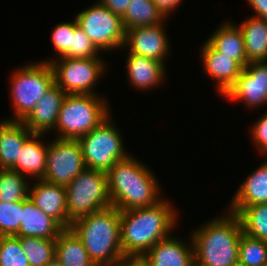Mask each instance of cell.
<instances>
[{
  "instance_id": "f546056e",
  "label": "cell",
  "mask_w": 267,
  "mask_h": 266,
  "mask_svg": "<svg viewBox=\"0 0 267 266\" xmlns=\"http://www.w3.org/2000/svg\"><path fill=\"white\" fill-rule=\"evenodd\" d=\"M267 263V242L242 232L238 247L239 266H263Z\"/></svg>"
},
{
  "instance_id": "4fadbf2b",
  "label": "cell",
  "mask_w": 267,
  "mask_h": 266,
  "mask_svg": "<svg viewBox=\"0 0 267 266\" xmlns=\"http://www.w3.org/2000/svg\"><path fill=\"white\" fill-rule=\"evenodd\" d=\"M165 29L164 22L156 26L130 28L125 31L123 47H129V53L164 63L170 51Z\"/></svg>"
},
{
  "instance_id": "6da1fadb",
  "label": "cell",
  "mask_w": 267,
  "mask_h": 266,
  "mask_svg": "<svg viewBox=\"0 0 267 266\" xmlns=\"http://www.w3.org/2000/svg\"><path fill=\"white\" fill-rule=\"evenodd\" d=\"M178 215L171 203L120 211L121 246L125 255L144 256L158 241L171 235Z\"/></svg>"
},
{
  "instance_id": "603a6c76",
  "label": "cell",
  "mask_w": 267,
  "mask_h": 266,
  "mask_svg": "<svg viewBox=\"0 0 267 266\" xmlns=\"http://www.w3.org/2000/svg\"><path fill=\"white\" fill-rule=\"evenodd\" d=\"M207 41L217 51L237 61L243 68L248 65L244 37L238 25H233L232 22L223 23Z\"/></svg>"
},
{
  "instance_id": "2e32d148",
  "label": "cell",
  "mask_w": 267,
  "mask_h": 266,
  "mask_svg": "<svg viewBox=\"0 0 267 266\" xmlns=\"http://www.w3.org/2000/svg\"><path fill=\"white\" fill-rule=\"evenodd\" d=\"M66 93L54 84L45 92L22 123L32 132L46 134L55 129L58 115Z\"/></svg>"
},
{
  "instance_id": "9a60e30c",
  "label": "cell",
  "mask_w": 267,
  "mask_h": 266,
  "mask_svg": "<svg viewBox=\"0 0 267 266\" xmlns=\"http://www.w3.org/2000/svg\"><path fill=\"white\" fill-rule=\"evenodd\" d=\"M201 54L205 73L217 81V91L224 96L235 84L243 67L217 51L208 41L203 44Z\"/></svg>"
},
{
  "instance_id": "ffe728a7",
  "label": "cell",
  "mask_w": 267,
  "mask_h": 266,
  "mask_svg": "<svg viewBox=\"0 0 267 266\" xmlns=\"http://www.w3.org/2000/svg\"><path fill=\"white\" fill-rule=\"evenodd\" d=\"M260 203H267V161L241 184L228 209L238 215L245 207Z\"/></svg>"
},
{
  "instance_id": "9c48e42d",
  "label": "cell",
  "mask_w": 267,
  "mask_h": 266,
  "mask_svg": "<svg viewBox=\"0 0 267 266\" xmlns=\"http://www.w3.org/2000/svg\"><path fill=\"white\" fill-rule=\"evenodd\" d=\"M49 60H44V62L50 63L55 84L66 94H96L93 88L105 70V63L100 56L58 57V60L57 58Z\"/></svg>"
},
{
  "instance_id": "d4e9b609",
  "label": "cell",
  "mask_w": 267,
  "mask_h": 266,
  "mask_svg": "<svg viewBox=\"0 0 267 266\" xmlns=\"http://www.w3.org/2000/svg\"><path fill=\"white\" fill-rule=\"evenodd\" d=\"M55 256L63 266H96L71 228L63 229L56 238Z\"/></svg>"
},
{
  "instance_id": "836d02e7",
  "label": "cell",
  "mask_w": 267,
  "mask_h": 266,
  "mask_svg": "<svg viewBox=\"0 0 267 266\" xmlns=\"http://www.w3.org/2000/svg\"><path fill=\"white\" fill-rule=\"evenodd\" d=\"M54 49L62 57L70 48L72 40V21L57 24L51 33Z\"/></svg>"
},
{
  "instance_id": "1f68e13d",
  "label": "cell",
  "mask_w": 267,
  "mask_h": 266,
  "mask_svg": "<svg viewBox=\"0 0 267 266\" xmlns=\"http://www.w3.org/2000/svg\"><path fill=\"white\" fill-rule=\"evenodd\" d=\"M100 51L95 47L91 39L78 27L76 19L72 20L71 48L62 56L70 58L98 57Z\"/></svg>"
},
{
  "instance_id": "277c9868",
  "label": "cell",
  "mask_w": 267,
  "mask_h": 266,
  "mask_svg": "<svg viewBox=\"0 0 267 266\" xmlns=\"http://www.w3.org/2000/svg\"><path fill=\"white\" fill-rule=\"evenodd\" d=\"M70 228L80 238L96 266L118 262L124 256L120 211L114 206L82 216L74 220Z\"/></svg>"
},
{
  "instance_id": "4dcf8cb0",
  "label": "cell",
  "mask_w": 267,
  "mask_h": 266,
  "mask_svg": "<svg viewBox=\"0 0 267 266\" xmlns=\"http://www.w3.org/2000/svg\"><path fill=\"white\" fill-rule=\"evenodd\" d=\"M23 200L11 203L0 201V236H15L20 230Z\"/></svg>"
},
{
  "instance_id": "ba28073f",
  "label": "cell",
  "mask_w": 267,
  "mask_h": 266,
  "mask_svg": "<svg viewBox=\"0 0 267 266\" xmlns=\"http://www.w3.org/2000/svg\"><path fill=\"white\" fill-rule=\"evenodd\" d=\"M111 119L109 115L97 127L78 139L85 167L88 169L107 172L117 161L129 156L119 129L113 125Z\"/></svg>"
},
{
  "instance_id": "8fae6325",
  "label": "cell",
  "mask_w": 267,
  "mask_h": 266,
  "mask_svg": "<svg viewBox=\"0 0 267 266\" xmlns=\"http://www.w3.org/2000/svg\"><path fill=\"white\" fill-rule=\"evenodd\" d=\"M85 168L78 139L55 138L48 143L43 180L66 187Z\"/></svg>"
},
{
  "instance_id": "52a82bcc",
  "label": "cell",
  "mask_w": 267,
  "mask_h": 266,
  "mask_svg": "<svg viewBox=\"0 0 267 266\" xmlns=\"http://www.w3.org/2000/svg\"><path fill=\"white\" fill-rule=\"evenodd\" d=\"M67 212L74 220L112 206L107 183V173L85 168L67 186Z\"/></svg>"
},
{
  "instance_id": "5bb4252c",
  "label": "cell",
  "mask_w": 267,
  "mask_h": 266,
  "mask_svg": "<svg viewBox=\"0 0 267 266\" xmlns=\"http://www.w3.org/2000/svg\"><path fill=\"white\" fill-rule=\"evenodd\" d=\"M34 187H29V198L45 214L53 218L63 229L70 228L66 187L38 179Z\"/></svg>"
},
{
  "instance_id": "30bf717a",
  "label": "cell",
  "mask_w": 267,
  "mask_h": 266,
  "mask_svg": "<svg viewBox=\"0 0 267 266\" xmlns=\"http://www.w3.org/2000/svg\"><path fill=\"white\" fill-rule=\"evenodd\" d=\"M75 19L78 27L85 32L99 51L108 52L124 46L125 30L121 17L98 1L78 13Z\"/></svg>"
},
{
  "instance_id": "d6a6232c",
  "label": "cell",
  "mask_w": 267,
  "mask_h": 266,
  "mask_svg": "<svg viewBox=\"0 0 267 266\" xmlns=\"http://www.w3.org/2000/svg\"><path fill=\"white\" fill-rule=\"evenodd\" d=\"M28 259L16 236H0V266H28Z\"/></svg>"
},
{
  "instance_id": "ab89813d",
  "label": "cell",
  "mask_w": 267,
  "mask_h": 266,
  "mask_svg": "<svg viewBox=\"0 0 267 266\" xmlns=\"http://www.w3.org/2000/svg\"><path fill=\"white\" fill-rule=\"evenodd\" d=\"M44 266H63V264L58 260V258L55 256L51 261H49Z\"/></svg>"
},
{
  "instance_id": "d590c367",
  "label": "cell",
  "mask_w": 267,
  "mask_h": 266,
  "mask_svg": "<svg viewBox=\"0 0 267 266\" xmlns=\"http://www.w3.org/2000/svg\"><path fill=\"white\" fill-rule=\"evenodd\" d=\"M98 2L106 6L114 14L122 17L131 0H98Z\"/></svg>"
},
{
  "instance_id": "74e56055",
  "label": "cell",
  "mask_w": 267,
  "mask_h": 266,
  "mask_svg": "<svg viewBox=\"0 0 267 266\" xmlns=\"http://www.w3.org/2000/svg\"><path fill=\"white\" fill-rule=\"evenodd\" d=\"M119 262L123 266H150L148 260L140 255H125Z\"/></svg>"
},
{
  "instance_id": "7a4b0ae2",
  "label": "cell",
  "mask_w": 267,
  "mask_h": 266,
  "mask_svg": "<svg viewBox=\"0 0 267 266\" xmlns=\"http://www.w3.org/2000/svg\"><path fill=\"white\" fill-rule=\"evenodd\" d=\"M106 173L111 204L119 211L151 207L163 200L158 196L161 188L157 177L131 155Z\"/></svg>"
},
{
  "instance_id": "f35d334b",
  "label": "cell",
  "mask_w": 267,
  "mask_h": 266,
  "mask_svg": "<svg viewBox=\"0 0 267 266\" xmlns=\"http://www.w3.org/2000/svg\"><path fill=\"white\" fill-rule=\"evenodd\" d=\"M247 2L255 10L253 16L267 19V0H247Z\"/></svg>"
},
{
  "instance_id": "e575fe53",
  "label": "cell",
  "mask_w": 267,
  "mask_h": 266,
  "mask_svg": "<svg viewBox=\"0 0 267 266\" xmlns=\"http://www.w3.org/2000/svg\"><path fill=\"white\" fill-rule=\"evenodd\" d=\"M252 140L259 150L258 152L267 156V110L266 113L253 124L251 129Z\"/></svg>"
},
{
  "instance_id": "d6986e66",
  "label": "cell",
  "mask_w": 267,
  "mask_h": 266,
  "mask_svg": "<svg viewBox=\"0 0 267 266\" xmlns=\"http://www.w3.org/2000/svg\"><path fill=\"white\" fill-rule=\"evenodd\" d=\"M126 60L128 78L137 90L156 88L166 78L165 63L133 53H128Z\"/></svg>"
},
{
  "instance_id": "cb8c5ba5",
  "label": "cell",
  "mask_w": 267,
  "mask_h": 266,
  "mask_svg": "<svg viewBox=\"0 0 267 266\" xmlns=\"http://www.w3.org/2000/svg\"><path fill=\"white\" fill-rule=\"evenodd\" d=\"M238 26L243 33L248 63L267 62V19L250 16Z\"/></svg>"
},
{
  "instance_id": "8992f818",
  "label": "cell",
  "mask_w": 267,
  "mask_h": 266,
  "mask_svg": "<svg viewBox=\"0 0 267 266\" xmlns=\"http://www.w3.org/2000/svg\"><path fill=\"white\" fill-rule=\"evenodd\" d=\"M10 82L14 118L4 120L22 122L55 84L54 72L48 62L29 63L15 70Z\"/></svg>"
},
{
  "instance_id": "3957f363",
  "label": "cell",
  "mask_w": 267,
  "mask_h": 266,
  "mask_svg": "<svg viewBox=\"0 0 267 266\" xmlns=\"http://www.w3.org/2000/svg\"><path fill=\"white\" fill-rule=\"evenodd\" d=\"M242 232L239 216L230 211L204 223L191 235L195 266H237Z\"/></svg>"
},
{
  "instance_id": "83f0119b",
  "label": "cell",
  "mask_w": 267,
  "mask_h": 266,
  "mask_svg": "<svg viewBox=\"0 0 267 266\" xmlns=\"http://www.w3.org/2000/svg\"><path fill=\"white\" fill-rule=\"evenodd\" d=\"M25 177L12 169H0V201L11 203L27 199L31 184Z\"/></svg>"
},
{
  "instance_id": "4316f807",
  "label": "cell",
  "mask_w": 267,
  "mask_h": 266,
  "mask_svg": "<svg viewBox=\"0 0 267 266\" xmlns=\"http://www.w3.org/2000/svg\"><path fill=\"white\" fill-rule=\"evenodd\" d=\"M28 259L29 265L44 266L56 254V239H43L29 236H16Z\"/></svg>"
},
{
  "instance_id": "7402d4cb",
  "label": "cell",
  "mask_w": 267,
  "mask_h": 266,
  "mask_svg": "<svg viewBox=\"0 0 267 266\" xmlns=\"http://www.w3.org/2000/svg\"><path fill=\"white\" fill-rule=\"evenodd\" d=\"M33 133L19 121L0 122V169H11L19 159L24 142Z\"/></svg>"
},
{
  "instance_id": "44dd1931",
  "label": "cell",
  "mask_w": 267,
  "mask_h": 266,
  "mask_svg": "<svg viewBox=\"0 0 267 266\" xmlns=\"http://www.w3.org/2000/svg\"><path fill=\"white\" fill-rule=\"evenodd\" d=\"M44 134L33 133L25 142L20 151L19 159L11 168L26 177L31 176L43 179L47 164L48 143H42L40 139Z\"/></svg>"
},
{
  "instance_id": "484cf974",
  "label": "cell",
  "mask_w": 267,
  "mask_h": 266,
  "mask_svg": "<svg viewBox=\"0 0 267 266\" xmlns=\"http://www.w3.org/2000/svg\"><path fill=\"white\" fill-rule=\"evenodd\" d=\"M124 30L134 27L156 26L166 17L152 0H131L121 17Z\"/></svg>"
},
{
  "instance_id": "f1b7e54d",
  "label": "cell",
  "mask_w": 267,
  "mask_h": 266,
  "mask_svg": "<svg viewBox=\"0 0 267 266\" xmlns=\"http://www.w3.org/2000/svg\"><path fill=\"white\" fill-rule=\"evenodd\" d=\"M238 216L243 233L267 242V203L245 207Z\"/></svg>"
},
{
  "instance_id": "60d3db41",
  "label": "cell",
  "mask_w": 267,
  "mask_h": 266,
  "mask_svg": "<svg viewBox=\"0 0 267 266\" xmlns=\"http://www.w3.org/2000/svg\"><path fill=\"white\" fill-rule=\"evenodd\" d=\"M100 266H123L119 261L112 263V264H104V265H100Z\"/></svg>"
},
{
  "instance_id": "7c38bea8",
  "label": "cell",
  "mask_w": 267,
  "mask_h": 266,
  "mask_svg": "<svg viewBox=\"0 0 267 266\" xmlns=\"http://www.w3.org/2000/svg\"><path fill=\"white\" fill-rule=\"evenodd\" d=\"M224 97L230 101L245 102L251 109L267 104L266 61L249 62Z\"/></svg>"
},
{
  "instance_id": "e0dca14e",
  "label": "cell",
  "mask_w": 267,
  "mask_h": 266,
  "mask_svg": "<svg viewBox=\"0 0 267 266\" xmlns=\"http://www.w3.org/2000/svg\"><path fill=\"white\" fill-rule=\"evenodd\" d=\"M172 235L158 241L145 255L150 266H195L194 246Z\"/></svg>"
},
{
  "instance_id": "ac0fdd59",
  "label": "cell",
  "mask_w": 267,
  "mask_h": 266,
  "mask_svg": "<svg viewBox=\"0 0 267 266\" xmlns=\"http://www.w3.org/2000/svg\"><path fill=\"white\" fill-rule=\"evenodd\" d=\"M63 228L28 197L23 200L20 230L15 236L56 239Z\"/></svg>"
},
{
  "instance_id": "8d00e7d4",
  "label": "cell",
  "mask_w": 267,
  "mask_h": 266,
  "mask_svg": "<svg viewBox=\"0 0 267 266\" xmlns=\"http://www.w3.org/2000/svg\"><path fill=\"white\" fill-rule=\"evenodd\" d=\"M152 1L167 18V16H170L169 14L173 12L175 8L179 7V4H181L183 0H152Z\"/></svg>"
},
{
  "instance_id": "5b68a950",
  "label": "cell",
  "mask_w": 267,
  "mask_h": 266,
  "mask_svg": "<svg viewBox=\"0 0 267 266\" xmlns=\"http://www.w3.org/2000/svg\"><path fill=\"white\" fill-rule=\"evenodd\" d=\"M97 94H67L59 111L56 138L79 139L105 120L108 102Z\"/></svg>"
}]
</instances>
